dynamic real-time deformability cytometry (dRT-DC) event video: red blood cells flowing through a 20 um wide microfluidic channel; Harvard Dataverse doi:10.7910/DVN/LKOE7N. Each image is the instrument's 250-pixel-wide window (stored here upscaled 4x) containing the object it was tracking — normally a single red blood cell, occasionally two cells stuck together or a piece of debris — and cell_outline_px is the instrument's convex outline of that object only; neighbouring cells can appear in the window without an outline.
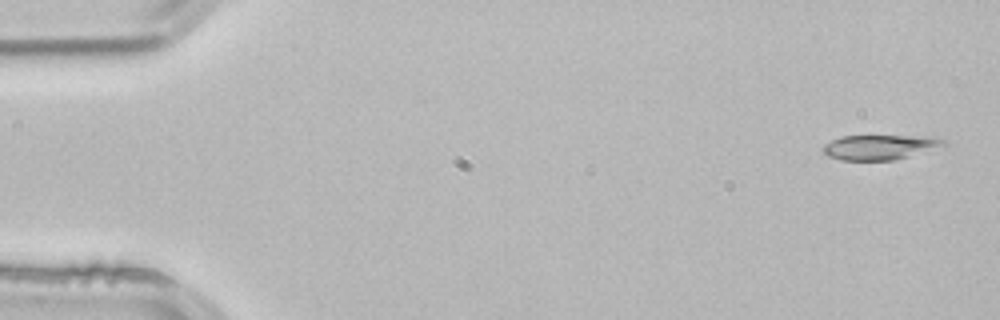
{"species": "common noctule bat (a hibernating species)", "species_latin": "Nyctalus noctula", "temperature_condition": "room temperature", "stored_images_in_passage": 4, "camera_frame_rate_fps": 3000, "um_per_image_px": 0.085, "animal": {"sex": "male", "body_mass_g": 21.5, "forearm_length_mm": 52.0}, "frame": {"image": 1, "passage_image": 1, "time_ms": 0.0, "image_size_px": [1000, 320], "cell_outline_px": [[948, 144], [896, 160], [840, 160], [828, 156], [824, 152], [824, 144], [840, 136], [936, 136], [944, 140]], "centroid_in_image_um": [74.8, 12.5], "position_along_channel_um": 10.2, "area_um2": 17.4}}
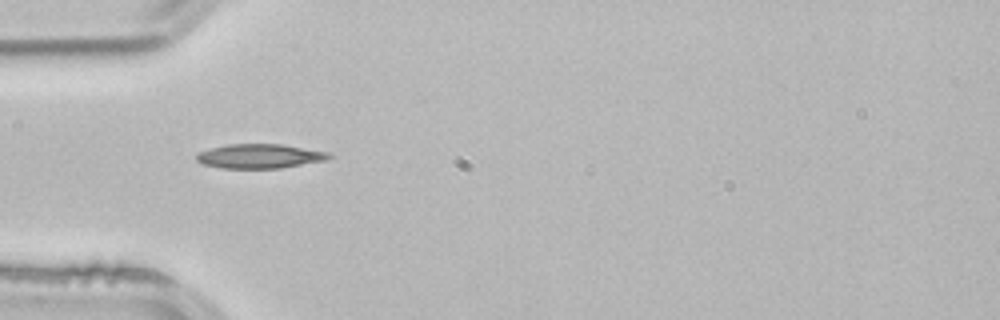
{"frame": {"image": 2, "passage_image": 4, "time_ms": 1.0, "image_size_px": [1000, 320], "cell_outline_px": [[332, 156], [324, 160], [280, 168], [220, 168], [204, 164], [196, 160], [196, 156], [200, 152], [212, 148], [228, 144], [284, 144], [328, 152]], "centroid_in_image_um": [22.07, 13.27], "position_along_channel_um": 62.9, "area_um2": 18.55}}